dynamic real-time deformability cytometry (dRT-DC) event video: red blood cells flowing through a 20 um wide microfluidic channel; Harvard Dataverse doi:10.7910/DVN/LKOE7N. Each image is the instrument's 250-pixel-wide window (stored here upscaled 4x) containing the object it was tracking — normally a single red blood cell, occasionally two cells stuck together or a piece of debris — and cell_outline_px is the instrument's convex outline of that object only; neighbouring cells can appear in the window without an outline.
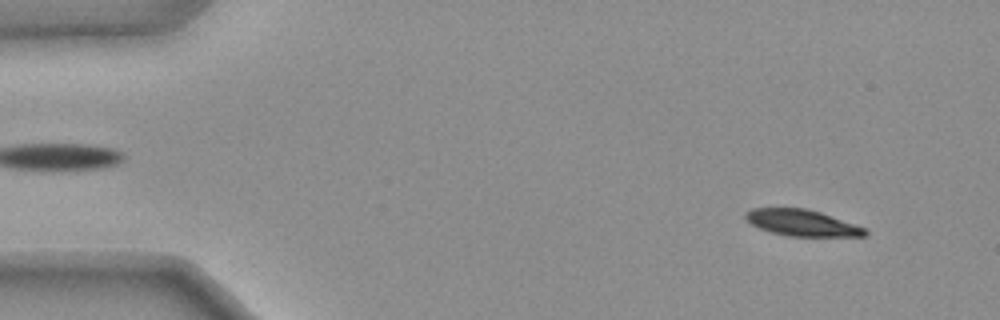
{"species": "common noctule bat (a hibernating species)", "species_latin": "Nyctalus noctula", "temperature_condition": "warm", "stored_images_in_passage": 48, "camera_frame_rate_fps": 3000, "um_per_image_px": 0.085, "animal": {"sex": "female", "body_mass_g": 25.1}, "frame": {"image": 1, "passage_image": 5, "time_ms": 1.333, "image_size_px": [1000, 320], "cell_outline_px": [[864, 232], [784, 232], [768, 228], [752, 220], [748, 216], [752, 212], [772, 208], [788, 208], [812, 212], [860, 228]], "centroid_in_image_um": [67.95, 18.82], "position_along_channel_um": 17.0, "area_um2": 12.95}}
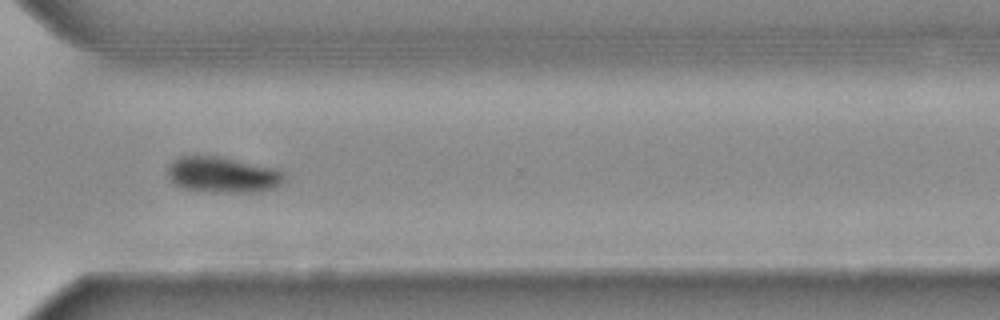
{"frame": {"image": 2, "passage_image": 40, "time_ms": 13.0, "image_size_px": [1000, 320], "cell_outline_px": [[272, 176], [268, 180], [256, 184], [232, 184], [188, 180], [180, 176], [176, 172], [184, 164], [220, 164], [260, 172]], "centroid_in_image_um": [18.81, 14.81], "position_along_channel_um": 351.8, "area_um2": 10.0}}
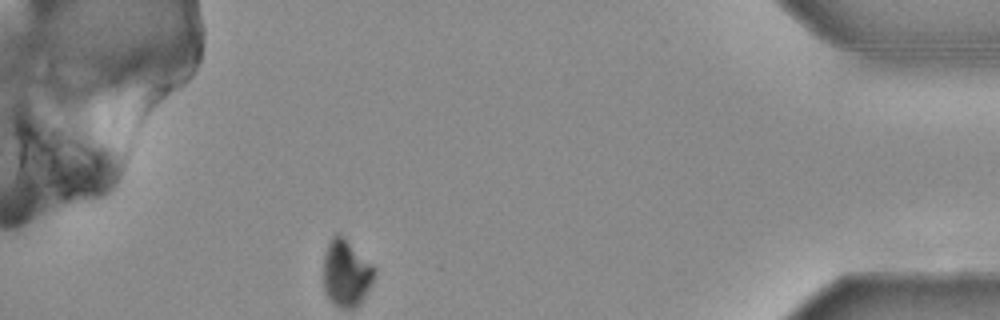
{"frame": {"image": 3, "passage_image": 48, "time_ms": 15.667, "image_size_px": [1000, 320], "cell_outline_px": [[368, 280], [360, 292], [352, 300], [340, 300], [336, 296], [328, 280], [328, 264], [332, 248], [336, 240], [340, 240], [368, 268]], "centroid_in_image_um": [29.42, 23.16], "position_along_channel_um": 405.8, "area_um2": 12.14}, "authors_computed_cell_mechanics": {"area_um2": 10.8375, "velocity_mm_per_s": 3.7362, "shape_relaxation_time_tau1_ms": 9.3402, "shape_relaxation_time_tau2_ms": null, "deformation_change_tau1": 0.1641, "deformation_change_tau2": null}}